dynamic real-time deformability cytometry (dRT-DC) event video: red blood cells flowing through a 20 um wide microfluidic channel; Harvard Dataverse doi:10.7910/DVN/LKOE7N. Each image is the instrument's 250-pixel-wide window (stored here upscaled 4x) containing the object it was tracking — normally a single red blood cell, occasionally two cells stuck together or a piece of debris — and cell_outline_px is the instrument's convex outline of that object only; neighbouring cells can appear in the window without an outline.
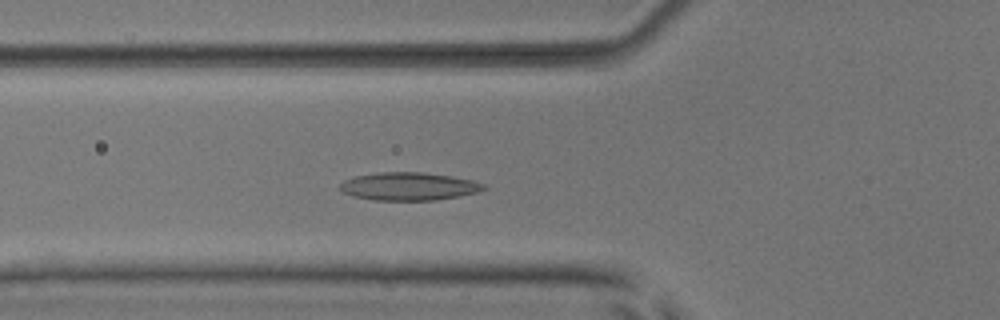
{"species": "common noctule bat (a hibernating species)", "species_latin": "Nyctalus noctula", "temperature_condition": "room temperature", "stored_images_in_passage": 34, "camera_frame_rate_fps": 3000, "um_per_image_px": 0.085, "animal": {"sex": "male", "body_mass_g": 17.9, "forearm_length_mm": 54.2}, "frame": {"image": 1, "passage_image": 9, "time_ms": 2.667, "image_size_px": [1000, 320], "cell_outline_px": [[488, 188], [480, 192], [460, 196], [436, 200], [372, 200], [352, 196], [344, 192], [340, 188], [340, 184], [344, 180], [356, 176], [380, 172], [420, 172], [452, 176], [472, 180], [484, 184]], "centroid_in_image_um": [34.78, 15.84], "position_along_channel_um": 91.0, "area_um2": 23.47}}
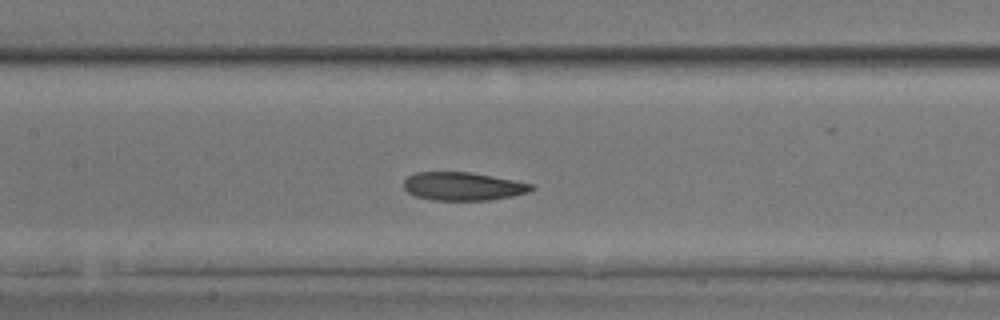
{"frame": {"image": 2, "passage_image": 15, "time_ms": 4.667, "image_size_px": [1000, 320], "cell_outline_px": [[536, 188], [528, 192], [512, 196], [488, 200], [432, 200], [416, 196], [408, 192], [404, 188], [404, 180], [408, 176], [416, 172], [468, 172], [512, 180], [532, 184]], "centroid_in_image_um": [39.33, 15.84], "position_along_channel_um": 168.1, "area_um2": 20.81}}
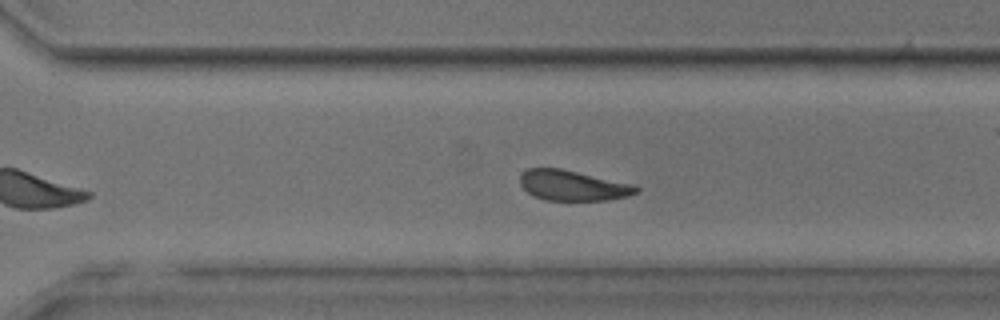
{"frame": {"image": 3, "passage_image": 27, "time_ms": 8.667, "image_size_px": [1000, 320], "cell_outline_px": [[640, 192], [628, 196], [608, 200], [544, 200], [532, 196], [520, 184], [520, 176], [528, 168], [560, 168], [632, 184], [640, 188]], "centroid_in_image_um": [48.69, 15.77], "position_along_channel_um": 321.9, "area_um2": 20.46}, "authors_computed_cell_mechanics": {"area_um2": 21.386, "velocity_mm_per_s": 3.8536, "shape_relaxation_time_tau1_ms": 6.4328, "shape_relaxation_time_tau2_ms": 4.924, "deformation_change_tau1": 0.124, "deformation_change_tau2": 0.1176}}